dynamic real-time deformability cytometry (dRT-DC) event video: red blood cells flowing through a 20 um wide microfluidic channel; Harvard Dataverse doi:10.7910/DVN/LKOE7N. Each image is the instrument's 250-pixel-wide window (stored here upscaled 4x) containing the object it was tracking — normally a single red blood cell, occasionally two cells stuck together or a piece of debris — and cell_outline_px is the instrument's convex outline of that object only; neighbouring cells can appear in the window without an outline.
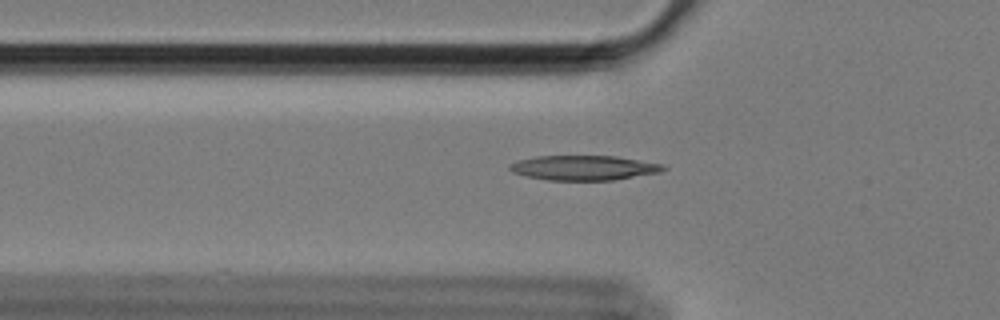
{"species": "Egyptian fruit bat (a non-hibernating species)", "species_latin": "Rousettus aegyptiacus", "temperature_condition": "cold", "stored_images_in_passage": 55, "camera_frame_rate_fps": 3000, "um_per_image_px": 0.085, "animal": {"sex": "female"}, "frame": {"image": 1, "passage_image": 20, "time_ms": 6.333, "image_size_px": [1000, 320], "cell_outline_px": [[668, 168], [660, 172], [612, 180], [548, 180], [524, 176], [512, 172], [508, 168], [508, 164], [516, 160], [536, 156], [616, 156], [664, 164]], "centroid_in_image_um": [49.59, 14.26], "position_along_channel_um": 76.2, "area_um2": 22.31}}
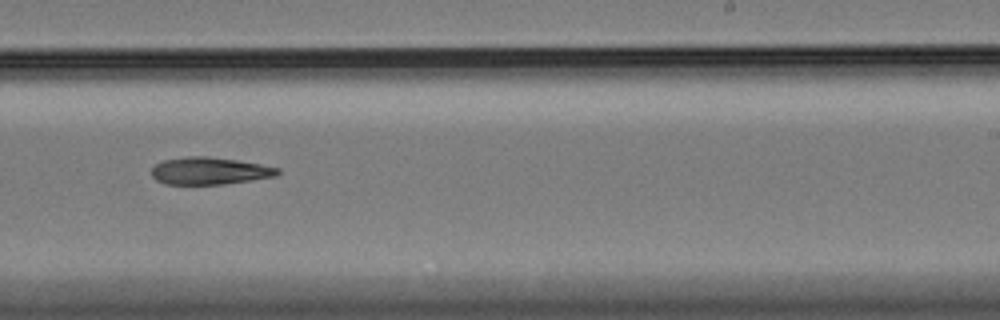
{"frame": {"image": 2, "passage_image": 37, "time_ms": 12.0, "image_size_px": [1000, 320], "cell_outline_px": [[280, 172], [276, 176], [252, 180], [224, 184], [164, 184], [156, 180], [152, 176], [152, 168], [156, 164], [164, 160], [188, 156], [204, 156], [236, 160], [260, 164], [280, 168]], "centroid_in_image_um": [17.82, 14.53], "position_along_channel_um": 271.2, "area_um2": 19.94}}
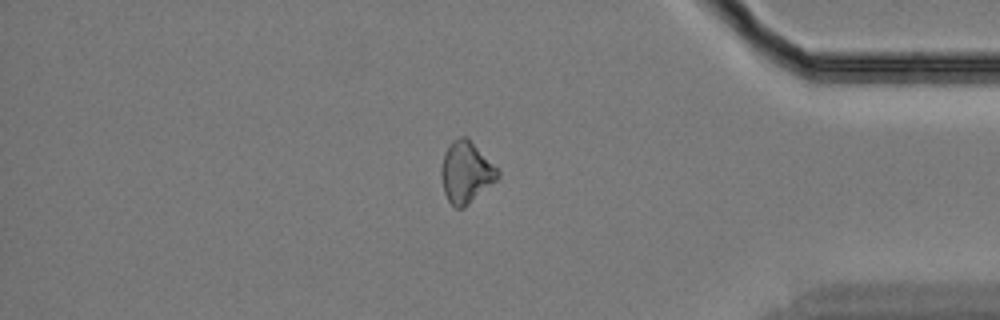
{"frame": {"image": 3, "passage_image": 50, "time_ms": 16.333, "image_size_px": [1000, 320], "cell_outline_px": [[500, 176], [496, 180], [464, 208], [456, 208], [448, 200], [444, 192], [440, 176], [440, 168], [444, 152], [448, 144], [452, 140], [460, 136], [468, 136], [500, 172]], "centroid_in_image_um": [39.58, 14.61], "position_along_channel_um": 395.6, "area_um2": 20.35}}